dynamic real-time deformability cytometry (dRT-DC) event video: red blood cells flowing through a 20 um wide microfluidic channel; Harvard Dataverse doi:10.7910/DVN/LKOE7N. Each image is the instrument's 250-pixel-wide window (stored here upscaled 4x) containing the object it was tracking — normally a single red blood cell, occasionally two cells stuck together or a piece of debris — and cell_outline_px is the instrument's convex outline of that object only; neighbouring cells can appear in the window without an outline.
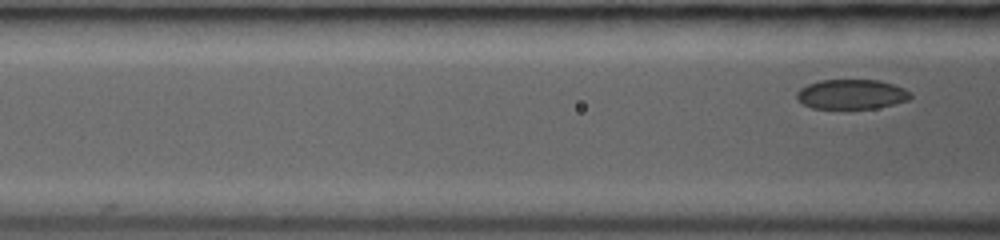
{"species": "common noctule bat (a hibernating species)", "species_latin": "Nyctalus noctula", "temperature_condition": "room temperature", "stored_images_in_passage": 8, "camera_frame_rate_fps": 3000, "um_per_image_px": 0.085, "animal": {"sex": "female", "body_mass_g": 19.0, "forearm_length_mm": 53.3}, "frame": {"image": 1, "passage_image": 8, "time_ms": 4.667, "image_size_px": [1000, 240], "cell_outline_px": [[912, 96], [908, 100], [876, 108], [812, 108], [804, 104], [796, 96], [796, 92], [800, 88], [808, 84], [820, 80], [876, 80], [892, 84], [904, 88]], "centroid_in_image_um": [72.36, 8.01], "position_along_channel_um": 94.2, "area_um2": 19.42}}